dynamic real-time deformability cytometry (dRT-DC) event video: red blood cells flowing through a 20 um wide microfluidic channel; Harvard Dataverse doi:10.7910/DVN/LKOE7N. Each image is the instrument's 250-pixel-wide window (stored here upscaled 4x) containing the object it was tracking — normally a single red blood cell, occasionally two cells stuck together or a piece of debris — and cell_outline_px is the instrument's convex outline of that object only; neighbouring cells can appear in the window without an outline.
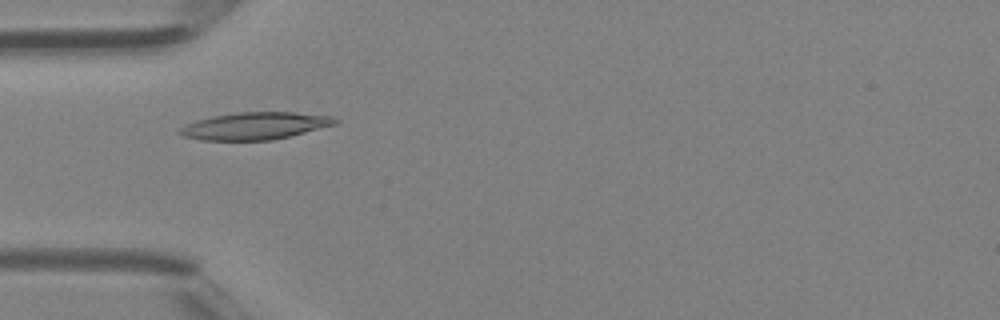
{"species": "Egyptian fruit bat (a non-hibernating species)", "species_latin": "Rousettus aegyptiacus", "temperature_condition": "room temperature", "stored_images_in_passage": 47, "camera_frame_rate_fps": 3000, "um_per_image_px": 0.085, "animal": {"sex": "female"}, "frame": {"image": 1, "passage_image": 15, "time_ms": 4.667, "image_size_px": [1000, 320], "cell_outline_px": [[340, 120], [336, 124], [272, 140], [200, 140], [184, 136], [176, 132], [180, 128], [196, 120], [212, 116], [236, 112], [296, 112], [332, 116]], "centroid_in_image_um": [21.67, 10.69], "position_along_channel_um": 63.3, "area_um2": 24.57}}
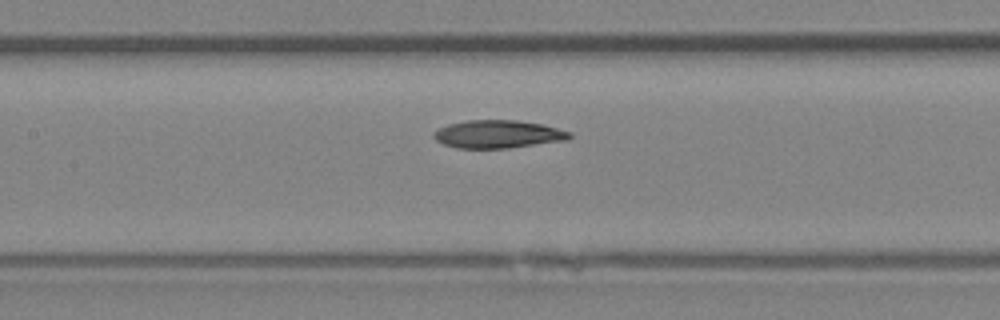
{"frame": {"image": 2, "passage_image": 22, "time_ms": 7.0, "image_size_px": [1000, 320], "cell_outline_px": [[572, 136], [564, 140], [508, 148], [456, 148], [444, 144], [436, 140], [432, 136], [432, 132], [448, 124], [468, 120], [516, 120], [544, 124], [572, 132]], "centroid_in_image_um": [42.31, 11.4], "position_along_channel_um": 165.1, "area_um2": 22.08}}
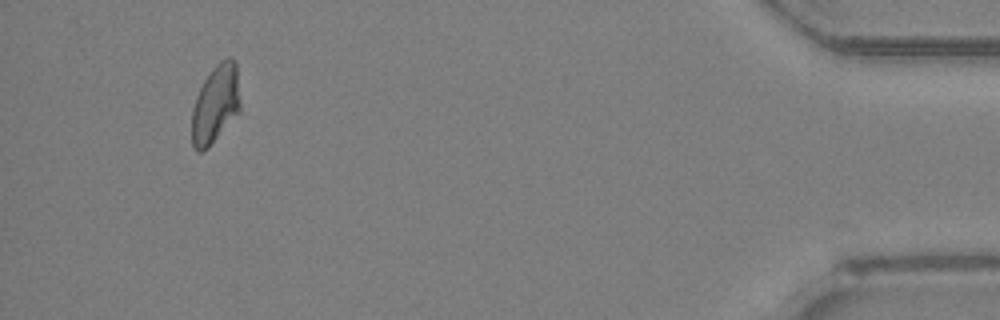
{"frame": {"image": 3, "passage_image": 44, "time_ms": 14.333, "image_size_px": [1000, 320], "cell_outline_px": [[240, 112], [208, 148], [200, 152], [196, 152], [192, 148], [192, 108], [196, 96], [204, 80], [212, 68], [220, 60], [228, 56], [232, 56], [236, 60], [240, 100]], "centroid_in_image_um": [18.33, 8.84], "position_along_channel_um": 416.9, "area_um2": 22.48}, "authors_computed_cell_mechanics": {"area_um2": 22.542, "velocity_mm_per_s": 4.4191, "shape_relaxation_time_tau1_ms": 6.2722, "shape_relaxation_time_tau2_ms": 5.6959, "deformation_change_tau1": 0.1986, "deformation_change_tau2": 0.1262}}